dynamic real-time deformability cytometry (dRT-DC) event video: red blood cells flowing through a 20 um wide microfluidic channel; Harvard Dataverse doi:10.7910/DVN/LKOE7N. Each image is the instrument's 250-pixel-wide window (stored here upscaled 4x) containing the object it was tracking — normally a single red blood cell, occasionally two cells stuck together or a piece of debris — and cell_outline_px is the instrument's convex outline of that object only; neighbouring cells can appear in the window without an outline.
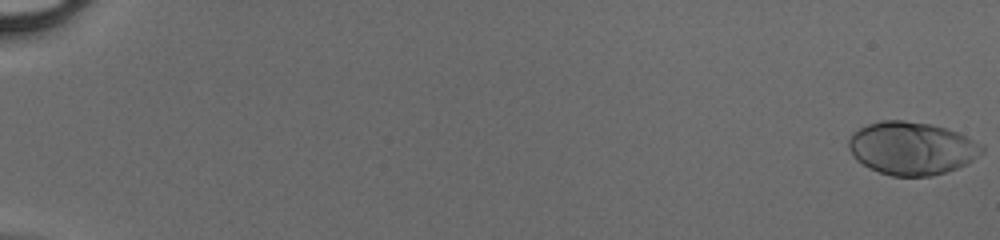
{"species": "human", "species_latin": "Homo sapiens", "temperature_condition": "cold", "stored_images_in_passage": 51, "camera_frame_rate_fps": 3000, "um_per_image_px": 0.085, "donor": {"sex": "male"}, "frame": {"image": 1, "passage_image": 1, "time_ms": 0.0, "image_size_px": [1000, 240], "cell_outline_px": [[984, 152], [968, 164], [932, 176], [892, 176], [868, 168], [856, 160], [852, 156], [848, 148], [848, 140], [852, 132], [868, 124], [880, 120], [904, 120], [928, 124], [944, 128], [968, 136], [980, 144], [984, 148]], "centroid_in_image_um": [77.47, 12.61], "position_along_channel_um": 7.5, "area_um2": 41.27}}
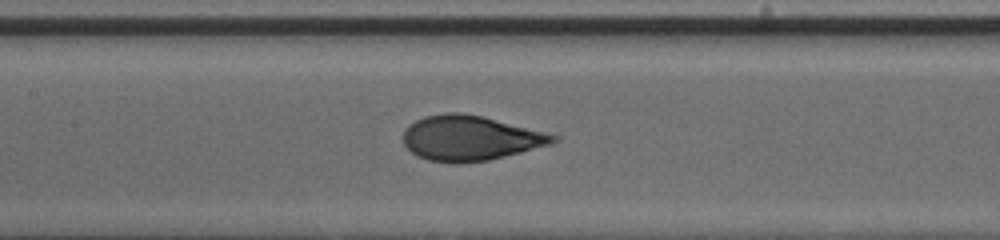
{"frame": {"image": 2, "passage_image": 27, "time_ms": 8.667, "image_size_px": [1000, 240], "cell_outline_px": [[556, 140], [552, 144], [488, 160], [428, 160], [416, 156], [404, 144], [404, 132], [408, 124], [424, 116], [448, 112], [456, 112], [480, 116], [544, 132], [556, 136]], "centroid_in_image_um": [39.92, 11.7], "position_along_channel_um": 167.5, "area_um2": 37.92}}
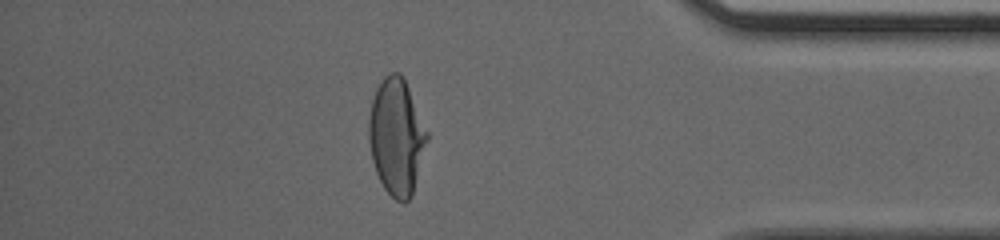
{"frame": {"image": 3, "passage_image": 45, "time_ms": 14.667, "image_size_px": [1000, 240], "cell_outline_px": [[428, 140], [412, 196], [404, 204], [396, 200], [384, 188], [376, 172], [372, 160], [368, 140], [368, 120], [372, 100], [376, 88], [384, 76], [392, 72], [400, 72], [404, 76], [428, 132]], "centroid_in_image_um": [33.7, 11.61], "position_along_channel_um": 401.5, "area_um2": 39.77}}